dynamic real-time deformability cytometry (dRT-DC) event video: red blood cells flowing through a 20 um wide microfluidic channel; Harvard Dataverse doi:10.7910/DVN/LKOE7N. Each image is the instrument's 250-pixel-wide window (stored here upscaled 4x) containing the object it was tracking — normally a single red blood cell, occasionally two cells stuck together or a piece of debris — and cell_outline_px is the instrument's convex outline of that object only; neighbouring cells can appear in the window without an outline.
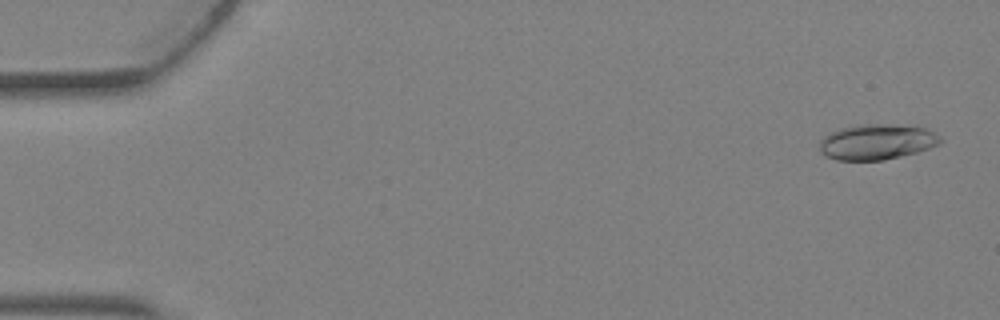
{"species": "Egyptian fruit bat (a non-hibernating species)", "species_latin": "Rousettus aegyptiacus", "temperature_condition": "warm", "stored_images_in_passage": 4, "camera_frame_rate_fps": 3000, "um_per_image_px": 0.085, "animal": {"sex": "female"}, "frame": {"image": 1, "passage_image": 1, "time_ms": 0.0, "image_size_px": [1000, 320], "cell_outline_px": [[944, 140], [928, 148], [916, 152], [884, 160], [836, 160], [820, 152], [820, 140], [824, 136], [840, 128], [860, 124], [880, 124], [924, 128], [940, 136]], "centroid_in_image_um": [74.49, 12.07], "position_along_channel_um": 10.5, "area_um2": 24.57}}
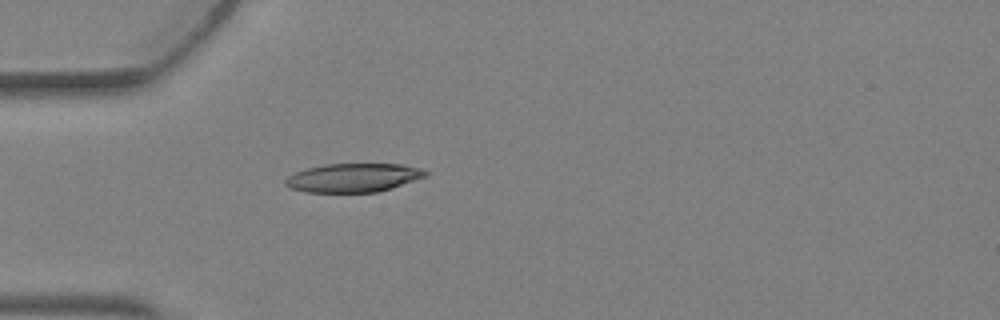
{"frame": {"image": 2, "passage_image": 4, "time_ms": 1.0, "image_size_px": [1000, 320], "cell_outline_px": [[428, 172], [424, 176], [392, 188], [376, 192], [304, 192], [292, 188], [284, 184], [284, 180], [288, 176], [296, 172], [308, 168], [324, 164], [400, 164], [420, 168]], "centroid_in_image_um": [29.99, 15.1], "position_along_channel_um": 55.0, "area_um2": 23.18}}